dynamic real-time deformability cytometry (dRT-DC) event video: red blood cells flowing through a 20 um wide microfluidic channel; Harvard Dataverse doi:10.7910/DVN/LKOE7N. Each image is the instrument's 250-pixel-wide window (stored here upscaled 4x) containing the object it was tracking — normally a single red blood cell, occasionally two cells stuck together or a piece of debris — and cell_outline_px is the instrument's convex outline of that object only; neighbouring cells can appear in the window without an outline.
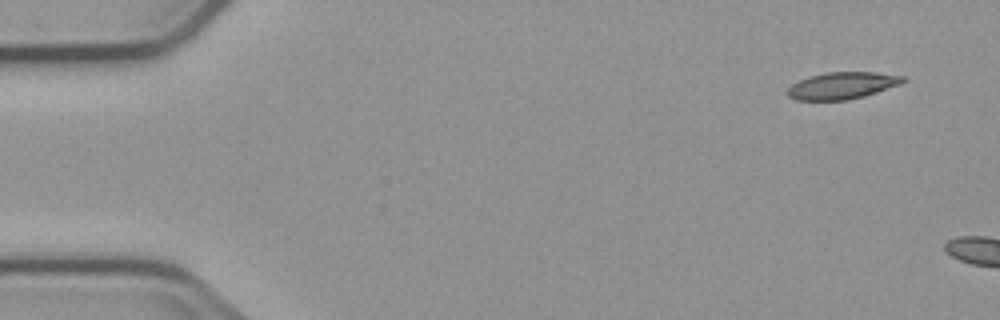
{"species": "common noctule bat (a hibernating species)", "species_latin": "Nyctalus noctula", "temperature_condition": "cold", "stored_images_in_passage": 3, "camera_frame_rate_fps": 3000, "um_per_image_px": 0.085, "animal": {"sex": "male", "body_mass_g": 23.1, "forearm_length_mm": 52.7}, "frame": {"image": 1, "passage_image": 1, "time_ms": 0.0, "image_size_px": [1000, 320], "cell_outline_px": [[908, 80], [900, 84], [864, 96], [848, 100], [796, 100], [788, 96], [784, 92], [792, 84], [808, 76], [828, 72], [876, 72], [904, 76]], "centroid_in_image_um": [71.57, 7.27], "position_along_channel_um": 13.4, "area_um2": 18.21}}